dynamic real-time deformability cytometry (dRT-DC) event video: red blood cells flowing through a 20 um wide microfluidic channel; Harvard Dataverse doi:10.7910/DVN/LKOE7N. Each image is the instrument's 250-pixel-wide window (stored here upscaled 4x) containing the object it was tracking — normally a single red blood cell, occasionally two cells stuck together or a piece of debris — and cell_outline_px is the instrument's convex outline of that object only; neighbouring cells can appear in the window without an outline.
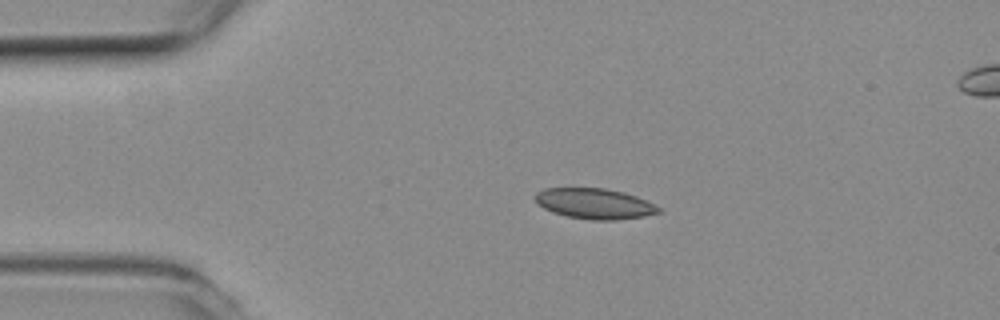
{"species": "common noctule bat (a hibernating species)", "species_latin": "Nyctalus noctula", "temperature_condition": "room temperature", "stored_images_in_passage": 44, "camera_frame_rate_fps": 3000, "um_per_image_px": 0.085, "animal": {"sex": "female", "body_mass_g": 19.3, "forearm_length_mm": 54.1}, "frame": {"image": 1, "passage_image": 1, "time_ms": 0.0, "image_size_px": [1000, 320], "cell_outline_px": [[660, 212], [644, 216], [616, 220], [592, 220], [568, 216], [552, 212], [544, 208], [532, 196], [536, 192], [544, 188], [604, 188], [624, 192], [636, 196], [660, 208]], "centroid_in_image_um": [50.5, 17.3], "position_along_channel_um": 34.5, "area_um2": 21.79}}
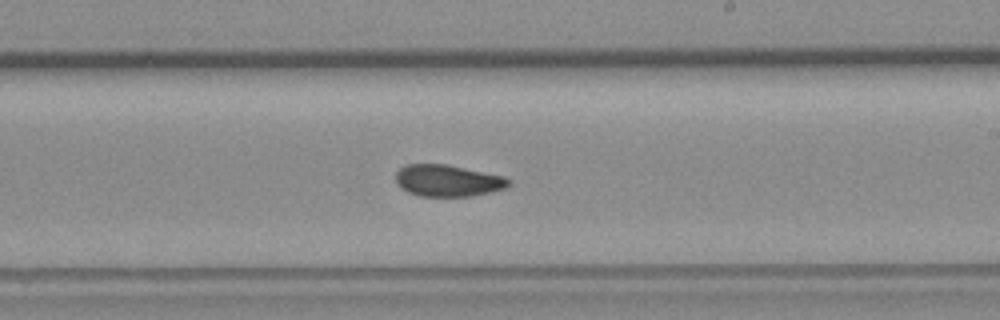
{"frame": {"image": 2, "passage_image": 21, "time_ms": 6.667, "image_size_px": [1000, 320], "cell_outline_px": [[512, 184], [508, 188], [472, 196], [420, 196], [408, 192], [400, 188], [396, 184], [396, 172], [404, 164], [448, 164], [504, 176], [512, 180]], "centroid_in_image_um": [38.08, 15.35], "position_along_channel_um": 250.9, "area_um2": 21.21}}
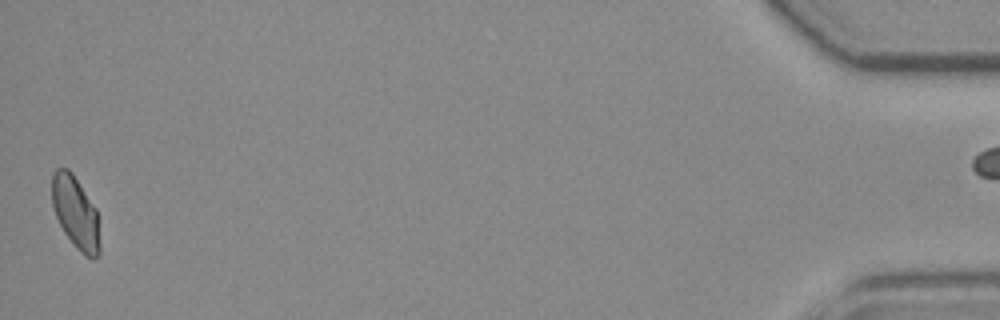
{"frame": {"image": 3, "passage_image": 43, "time_ms": 14.0, "image_size_px": [1000, 320], "cell_outline_px": [[100, 256], [92, 260], [84, 256], [72, 244], [64, 232], [56, 216], [52, 204], [52, 172], [56, 168], [68, 168], [72, 172], [96, 208], [100, 244]], "centroid_in_image_um": [6.43, 18.1], "position_along_channel_um": 428.8, "area_um2": 20.4}}